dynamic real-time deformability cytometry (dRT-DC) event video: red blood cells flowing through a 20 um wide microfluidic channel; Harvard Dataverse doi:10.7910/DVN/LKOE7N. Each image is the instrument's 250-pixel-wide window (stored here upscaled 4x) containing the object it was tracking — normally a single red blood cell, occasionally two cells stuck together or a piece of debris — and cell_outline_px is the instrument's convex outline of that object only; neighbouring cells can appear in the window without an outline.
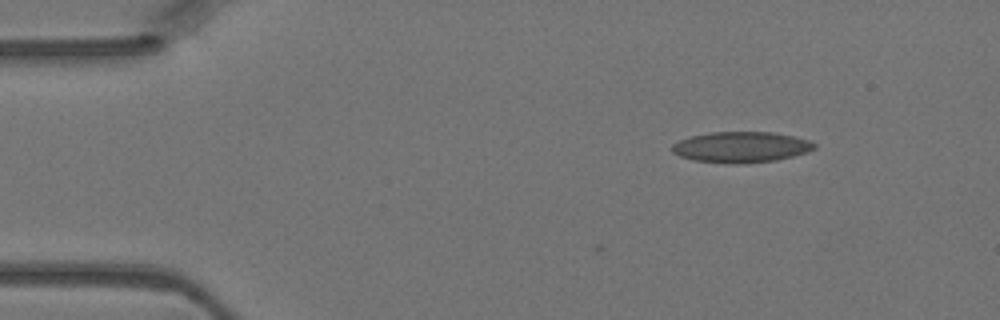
{"species": "Egyptian fruit bat (a non-hibernating species)", "species_latin": "Rousettus aegyptiacus", "temperature_condition": "warm", "stored_images_in_passage": 3, "camera_frame_rate_fps": 3000, "um_per_image_px": 0.085, "animal": {"sex": "female"}, "frame": {"image": 1, "passage_image": 3, "time_ms": 0.667, "image_size_px": [1000, 320], "cell_outline_px": [[816, 148], [808, 152], [776, 160], [744, 164], [732, 164], [692, 160], [680, 156], [672, 152], [672, 144], [680, 140], [692, 136], [712, 132], [772, 132], [792, 136], [808, 140], [816, 144]], "centroid_in_image_um": [62.99, 12.51], "position_along_channel_um": 22.0, "area_um2": 25.55}}